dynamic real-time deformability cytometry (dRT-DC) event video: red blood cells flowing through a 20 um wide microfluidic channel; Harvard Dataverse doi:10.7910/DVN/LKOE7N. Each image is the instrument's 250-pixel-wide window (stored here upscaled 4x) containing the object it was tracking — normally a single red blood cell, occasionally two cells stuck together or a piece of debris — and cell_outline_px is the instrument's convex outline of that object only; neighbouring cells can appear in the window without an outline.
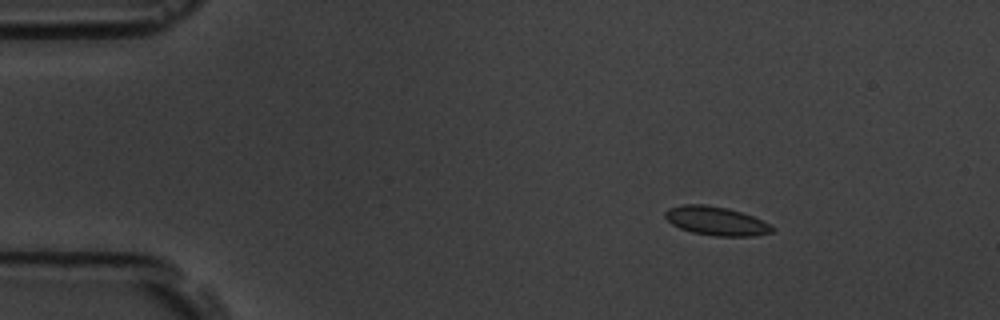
{"species": "common noctule bat (a hibernating species)", "species_latin": "Nyctalus noctula", "temperature_condition": "room temperature", "stored_images_in_passage": 3, "camera_frame_rate_fps": 3000, "um_per_image_px": 0.085, "animal": {"sex": "male", "body_mass_g": 19.5, "forearm_length_mm": 54.6}, "frame": {"image": 1, "passage_image": 1, "time_ms": 0.0, "image_size_px": [1000, 320], "cell_outline_px": [[776, 228], [772, 232], [752, 236], [716, 236], [692, 232], [680, 228], [672, 224], [664, 216], [664, 212], [668, 208], [684, 204], [704, 204], [728, 208], [752, 216], [772, 224]], "centroid_in_image_um": [60.88, 18.78], "position_along_channel_um": 24.1, "area_um2": 17.98}}